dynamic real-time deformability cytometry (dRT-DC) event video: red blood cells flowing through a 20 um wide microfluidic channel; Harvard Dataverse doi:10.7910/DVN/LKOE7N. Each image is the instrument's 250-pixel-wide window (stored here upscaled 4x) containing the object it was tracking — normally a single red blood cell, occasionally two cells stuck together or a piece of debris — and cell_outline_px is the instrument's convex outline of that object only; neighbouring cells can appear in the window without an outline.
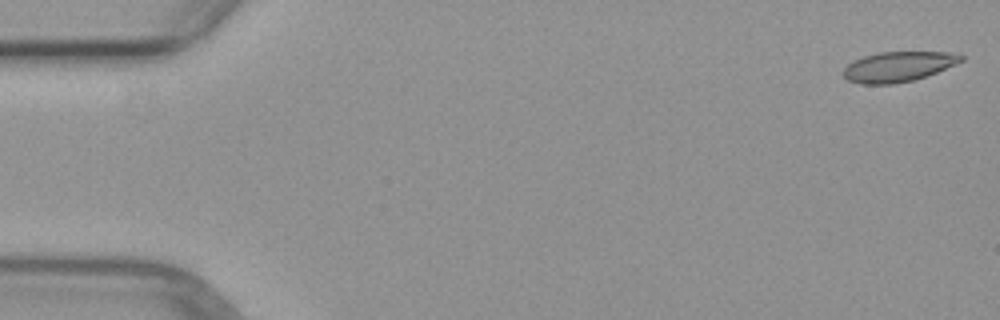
{"species": "common noctule bat (a hibernating species)", "species_latin": "Nyctalus noctula", "temperature_condition": "warm", "stored_images_in_passage": 5, "camera_frame_rate_fps": 3000, "um_per_image_px": 0.085, "animal": {"sex": "female", "body_mass_g": 29.2, "forearm_length_mm": 56.3}, "frame": {"image": 1, "passage_image": 1, "time_ms": 0.0, "image_size_px": [1000, 320], "cell_outline_px": [[964, 60], [956, 64], [936, 72], [912, 80], [892, 84], [860, 84], [848, 80], [844, 76], [844, 68], [848, 64], [864, 56], [880, 52], [948, 52], [964, 56]], "centroid_in_image_um": [76.35, 5.66], "position_along_channel_um": 8.7, "area_um2": 20.35}}